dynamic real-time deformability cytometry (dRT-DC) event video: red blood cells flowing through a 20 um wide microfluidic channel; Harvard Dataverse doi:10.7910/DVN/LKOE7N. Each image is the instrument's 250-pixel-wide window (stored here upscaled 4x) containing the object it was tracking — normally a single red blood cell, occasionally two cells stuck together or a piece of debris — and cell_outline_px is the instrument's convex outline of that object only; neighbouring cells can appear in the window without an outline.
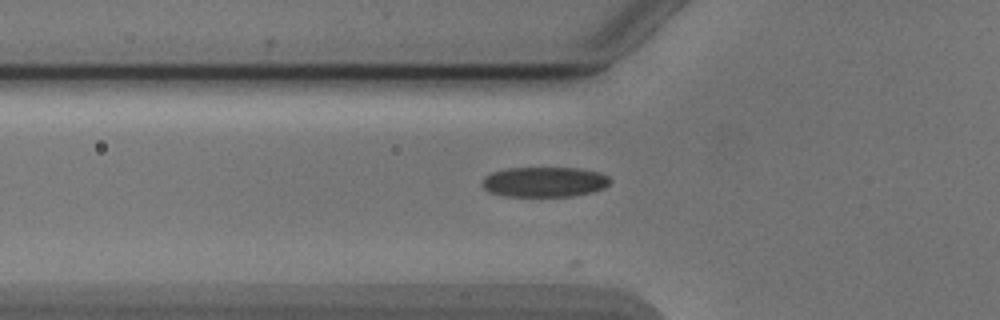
{"species": "Egyptian fruit bat (a non-hibernating species)", "species_latin": "Rousettus aegyptiacus", "temperature_condition": "cold", "stored_images_in_passage": 34, "camera_frame_rate_fps": 3000, "um_per_image_px": 0.085, "animal": {"sex": "male"}, "frame": {"image": 1, "passage_image": 4, "time_ms": 1.0, "image_size_px": [1000, 320], "cell_outline_px": [[612, 180], [604, 188], [592, 192], [572, 196], [504, 196], [488, 192], [480, 184], [484, 176], [492, 172], [504, 168], [580, 168], [600, 172], [608, 176]], "centroid_in_image_um": [46.25, 15.46], "position_along_channel_um": 79.5, "area_um2": 22.72}}
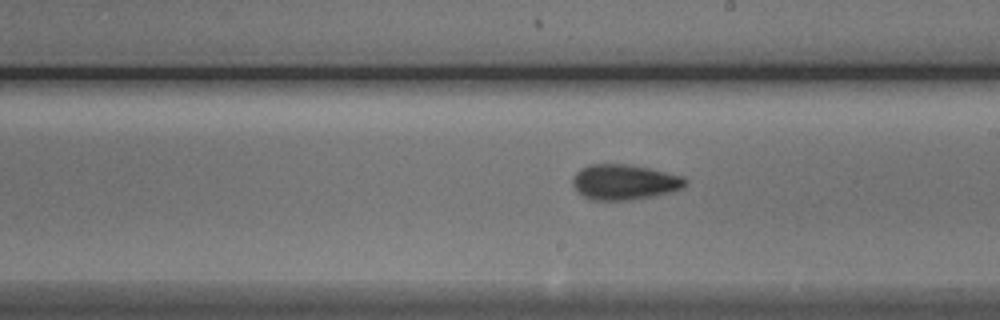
{"frame": {"image": 2, "passage_image": 16, "time_ms": 5.0, "image_size_px": [1000, 320], "cell_outline_px": [[688, 180], [684, 188], [672, 192], [632, 200], [592, 200], [584, 196], [572, 184], [572, 176], [580, 168], [588, 164], [624, 164], [648, 168], [684, 176]], "centroid_in_image_um": [53.09, 15.47], "position_along_channel_um": 235.9, "area_um2": 23.29}}
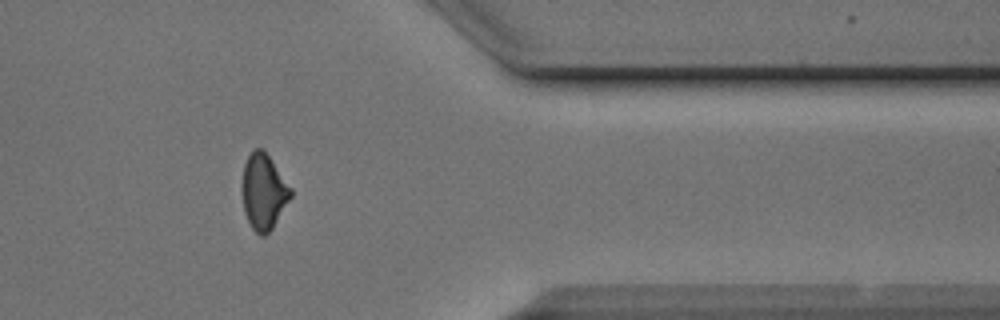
{"frame": {"image": 3, "passage_image": 29, "time_ms": 9.333, "image_size_px": [1000, 320], "cell_outline_px": [[292, 196], [272, 228], [264, 236], [260, 236], [252, 228], [244, 212], [240, 188], [244, 164], [252, 148], [264, 148], [292, 188]], "centroid_in_image_um": [22.39, 16.25], "position_along_channel_um": 389.0, "area_um2": 21.85}, "authors_computed_cell_mechanics": {"area_um2": 21.8773, "velocity_mm_per_s": 3.903, "shape_relaxation_time_tau1_ms": 3.5236, "shape_relaxation_time_tau2_ms": 2.6084, "deformation_change_tau1": 0.1284, "deformation_change_tau2": 0.0955}}